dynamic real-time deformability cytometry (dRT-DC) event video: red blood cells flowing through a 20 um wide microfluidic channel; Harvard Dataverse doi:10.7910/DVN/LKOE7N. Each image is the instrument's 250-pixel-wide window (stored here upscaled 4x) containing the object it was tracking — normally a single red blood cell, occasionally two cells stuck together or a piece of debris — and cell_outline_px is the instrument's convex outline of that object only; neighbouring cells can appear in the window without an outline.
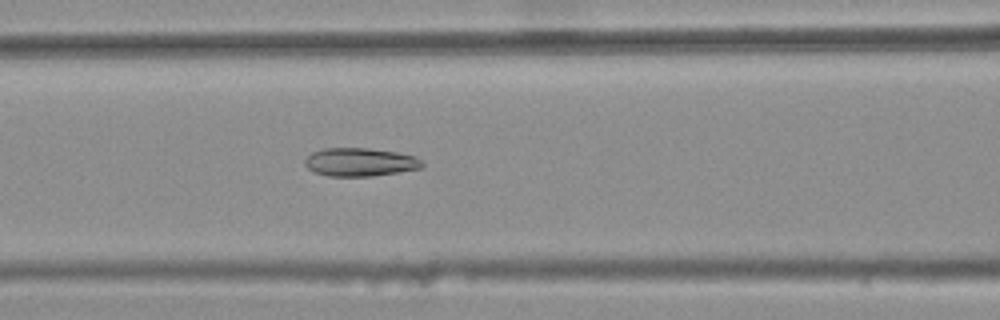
{"species": "common noctule bat (a hibernating species)", "species_latin": "Nyctalus noctula", "temperature_condition": "warm", "stored_images_in_passage": 43, "camera_frame_rate_fps": 3000, "um_per_image_px": 0.085, "animal": {"sex": "female", "body_mass_g": 25.1}, "frame": {"image": 1, "passage_image": 18, "time_ms": 5.667, "image_size_px": [1000, 320], "cell_outline_px": [[424, 164], [420, 168], [372, 176], [328, 176], [312, 172], [304, 164], [304, 160], [312, 152], [324, 148], [368, 148], [396, 152], [412, 156], [420, 160]], "centroid_in_image_um": [30.53, 13.78], "position_along_channel_um": 136.1, "area_um2": 19.19}}
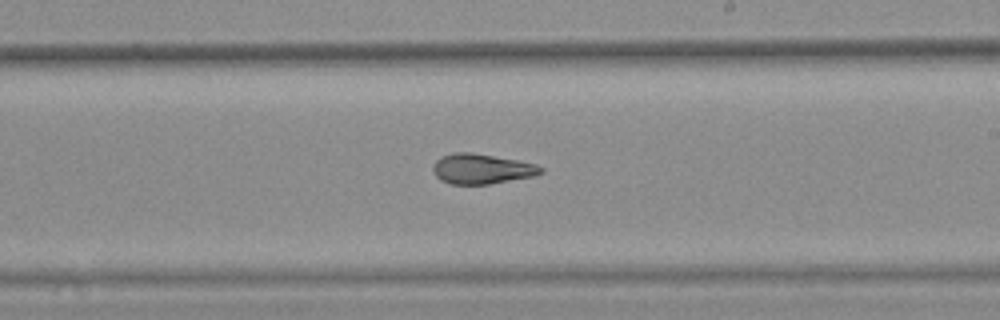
{"frame": {"image": 2, "passage_image": 27, "time_ms": 8.667, "image_size_px": [1000, 320], "cell_outline_px": [[544, 172], [536, 176], [488, 184], [452, 184], [440, 180], [436, 176], [432, 168], [436, 160], [440, 156], [456, 152], [472, 152], [516, 160], [536, 164], [544, 168]], "centroid_in_image_um": [40.95, 14.35], "position_along_channel_um": 248.0, "area_um2": 18.96}}
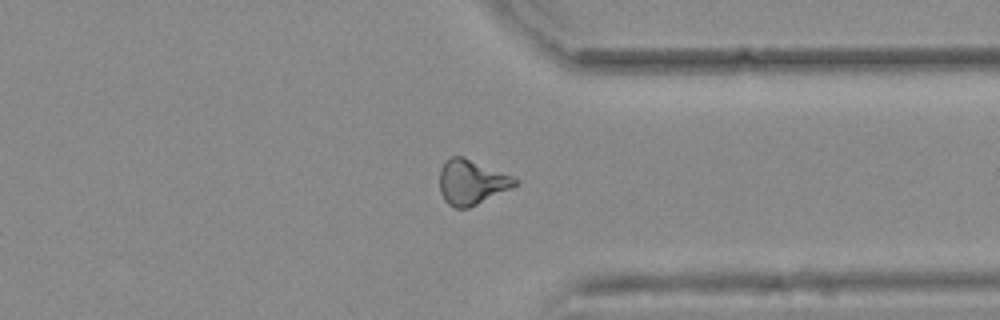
{"frame": {"image": 3, "passage_image": 37, "time_ms": 12.0, "image_size_px": [1000, 320], "cell_outline_px": [[520, 180], [512, 188], [468, 208], [456, 208], [448, 204], [444, 200], [440, 192], [440, 168], [452, 156], [464, 156], [512, 176]], "centroid_in_image_um": [40.08, 15.48], "position_along_channel_um": 371.3, "area_um2": 19.59}, "authors_computed_cell_mechanics": {"area_um2": 19.3052, "velocity_mm_per_s": 3.7417, "shape_relaxation_time_tau1_ms": null, "shape_relaxation_time_tau2_ms": 2.758, "deformation_change_tau1": null, "deformation_change_tau2": 0.113}}